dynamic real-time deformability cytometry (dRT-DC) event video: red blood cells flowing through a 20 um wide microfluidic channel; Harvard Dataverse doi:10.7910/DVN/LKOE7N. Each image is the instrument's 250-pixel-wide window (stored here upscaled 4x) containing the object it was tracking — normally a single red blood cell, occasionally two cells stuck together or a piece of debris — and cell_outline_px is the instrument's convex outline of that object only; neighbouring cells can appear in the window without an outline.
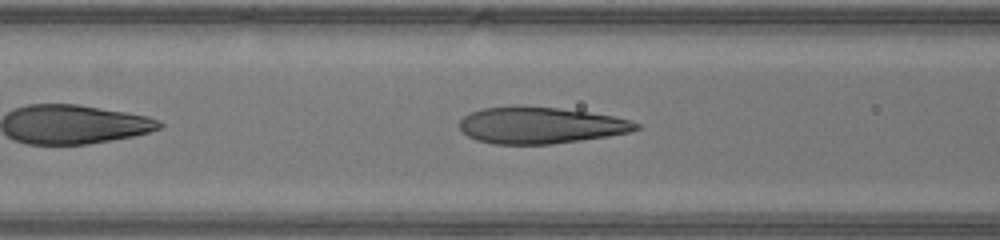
{"species": "human", "species_latin": "Homo sapiens", "temperature_condition": "warm", "stored_images_in_passage": 10, "camera_frame_rate_fps": 3000, "um_per_image_px": 0.085, "donor": {"sex": "male"}, "frame": {"image": 1, "passage_image": 5, "time_ms": 1.333, "image_size_px": [1000, 240], "cell_outline_px": [[640, 128], [628, 132], [608, 136], [552, 144], [492, 144], [476, 140], [468, 136], [460, 128], [460, 120], [464, 116], [472, 112], [484, 108], [520, 104], [524, 104], [560, 108], [616, 116], [632, 120], [640, 124]], "centroid_in_image_um": [45.95, 10.63], "position_along_channel_um": 120.7, "area_um2": 38.03}}
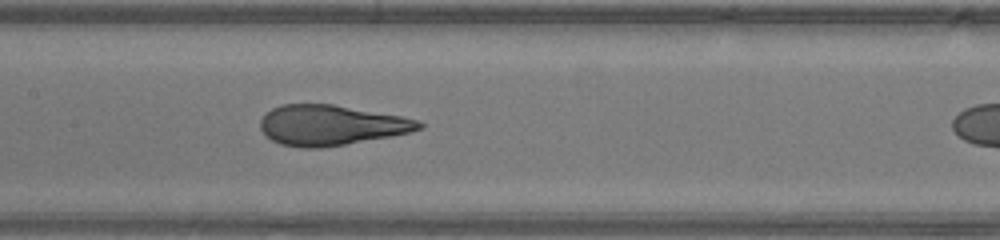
{"frame": {"image": 2, "passage_image": 9, "time_ms": 2.667, "image_size_px": [1000, 240], "cell_outline_px": [[424, 128], [392, 136], [320, 148], [300, 148], [280, 144], [272, 140], [260, 128], [260, 120], [272, 108], [280, 104], [332, 104], [400, 116], [416, 120], [424, 124]], "centroid_in_image_um": [28.11, 10.64], "position_along_channel_um": 179.3, "area_um2": 36.88}}